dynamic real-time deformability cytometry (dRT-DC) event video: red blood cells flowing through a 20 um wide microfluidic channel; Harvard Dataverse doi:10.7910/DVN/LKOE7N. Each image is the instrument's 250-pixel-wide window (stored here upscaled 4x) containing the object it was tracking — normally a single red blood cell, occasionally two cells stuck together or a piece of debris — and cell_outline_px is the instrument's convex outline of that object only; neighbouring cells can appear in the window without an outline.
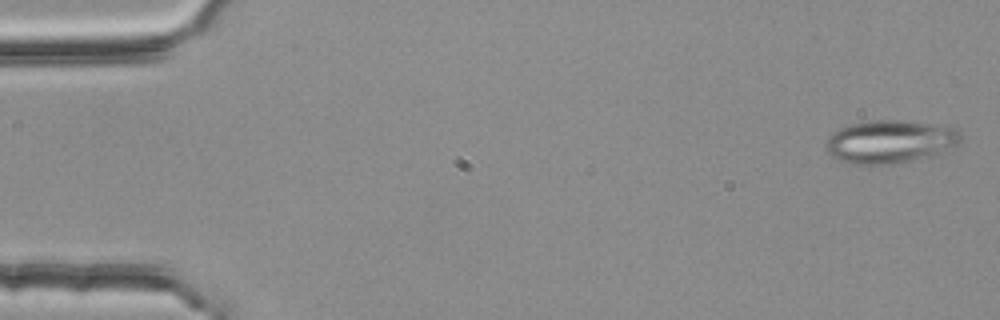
{"species": "common noctule bat (a hibernating species)", "species_latin": "Nyctalus noctula", "temperature_condition": "room temperature", "stored_images_in_passage": 4, "camera_frame_rate_fps": 3000, "um_per_image_px": 0.085, "animal": {"sex": "female", "body_mass_g": 25.1}, "frame": {"image": 1, "passage_image": 1, "time_ms": 0.0, "image_size_px": [1000, 320], "cell_outline_px": [[960, 140], [956, 144], [936, 152], [908, 160], [892, 164], [852, 164], [840, 160], [832, 156], [828, 152], [828, 136], [832, 132], [848, 124], [876, 120], [900, 120], [948, 124], [956, 128], [960, 132]], "centroid_in_image_um": [75.63, 11.99], "position_along_channel_um": 9.4, "area_um2": 33.29}}